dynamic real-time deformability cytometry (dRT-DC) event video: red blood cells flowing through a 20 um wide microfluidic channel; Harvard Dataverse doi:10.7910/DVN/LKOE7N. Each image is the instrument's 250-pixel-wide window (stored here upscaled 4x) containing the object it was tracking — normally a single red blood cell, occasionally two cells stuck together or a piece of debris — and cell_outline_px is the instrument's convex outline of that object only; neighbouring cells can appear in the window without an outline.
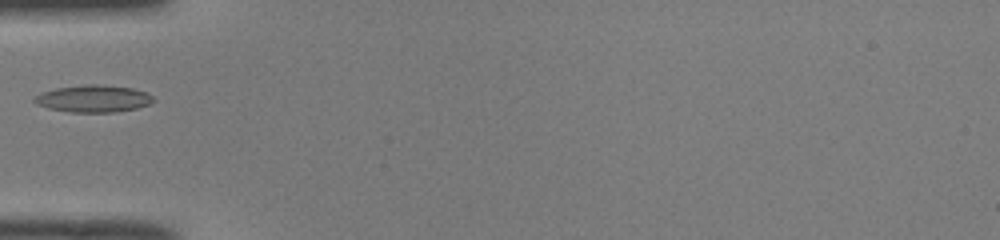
{"species": "common noctule bat (a hibernating species)", "species_latin": "Nyctalus noctula", "temperature_condition": "room temperature", "stored_images_in_passage": 31, "camera_frame_rate_fps": 3000, "um_per_image_px": 0.085, "animal": {"sex": "male", "body_mass_g": 19.0, "forearm_length_mm": 50.8}, "frame": {"image": 1, "passage_image": 1, "time_ms": 0.0, "image_size_px": [1000, 240], "cell_outline_px": [[156, 100], [148, 104], [136, 108], [116, 112], [72, 112], [48, 108], [36, 104], [32, 100], [40, 92], [56, 88], [84, 84], [96, 84], [132, 88], [148, 92]], "centroid_in_image_um": [7.93, 8.38], "position_along_channel_um": 77.1, "area_um2": 18.84}}
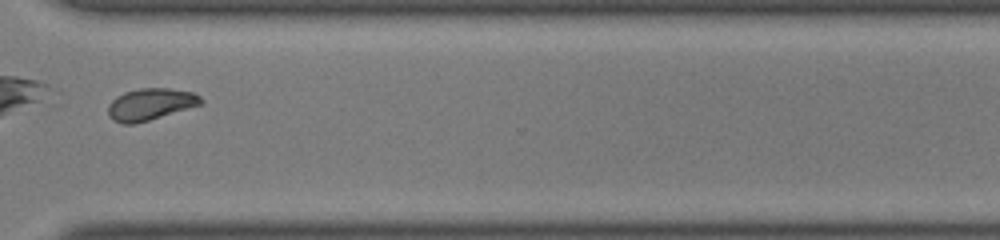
{"frame": {"image": 2, "passage_image": 22, "time_ms": 7.0, "image_size_px": [1000, 240], "cell_outline_px": [[204, 100], [200, 104], [188, 108], [136, 124], [120, 124], [112, 120], [108, 116], [108, 104], [116, 96], [124, 92], [140, 88], [168, 88], [192, 92], [200, 96]], "centroid_in_image_um": [12.73, 8.87], "position_along_channel_um": 357.9, "area_um2": 17.22}}